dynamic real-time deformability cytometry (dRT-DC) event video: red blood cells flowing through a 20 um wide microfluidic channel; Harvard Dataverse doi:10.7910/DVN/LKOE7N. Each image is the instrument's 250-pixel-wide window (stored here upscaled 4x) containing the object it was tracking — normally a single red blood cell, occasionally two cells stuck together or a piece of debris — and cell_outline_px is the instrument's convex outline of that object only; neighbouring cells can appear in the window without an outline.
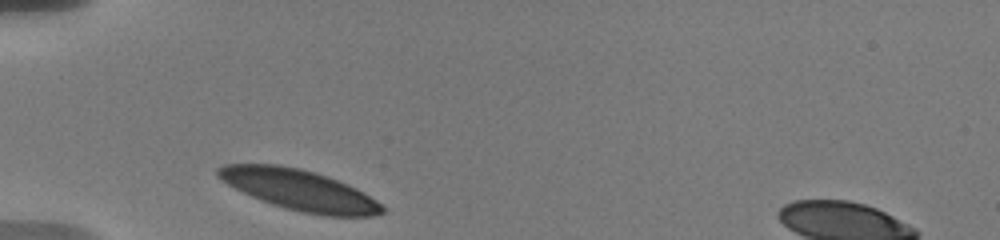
{"species": "human", "species_latin": "Homo sapiens", "temperature_condition": "warm", "stored_images_in_passage": 40, "camera_frame_rate_fps": 3000, "um_per_image_px": 0.085, "donor": {"sex": "male"}, "frame": {"image": 1, "passage_image": 1, "time_ms": 0.0, "image_size_px": [1000, 240], "cell_outline_px": [[384, 212], [372, 216], [324, 216], [304, 212], [272, 204], [260, 200], [228, 184], [216, 176], [216, 168], [224, 164], [280, 164], [300, 168], [328, 176], [348, 184], [356, 188], [376, 200], [384, 208]], "centroid_in_image_um": [25.44, 16.13], "position_along_channel_um": 59.6, "area_um2": 38.67}}
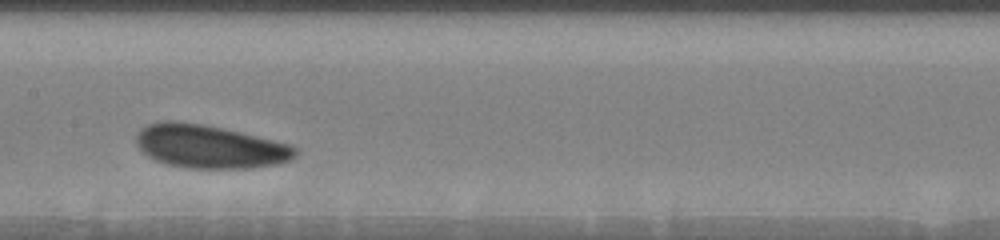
{"frame": {"image": 2, "passage_image": 13, "time_ms": 4.0, "image_size_px": [1000, 240], "cell_outline_px": [[300, 148], [296, 156], [288, 160], [276, 164], [252, 168], [188, 168], [168, 164], [156, 160], [148, 156], [136, 144], [136, 132], [140, 128], [148, 124], [160, 120], [176, 120], [204, 124], [256, 136], [288, 144]], "centroid_in_image_um": [17.79, 12.44], "position_along_channel_um": 189.6, "area_um2": 40.17}}
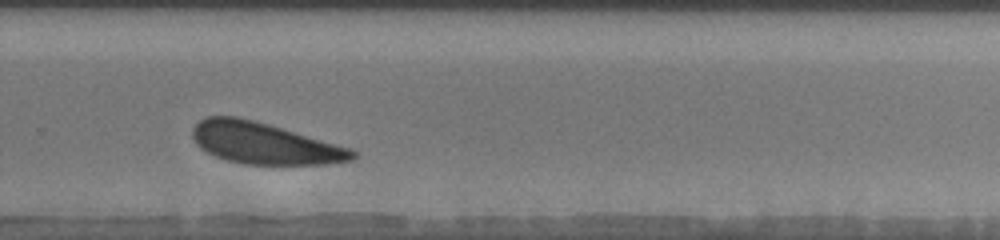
{"frame": {"image": 3, "passage_image": 24, "time_ms": 7.333, "image_size_px": [1000, 240], "cell_outline_px": [[360, 152], [352, 160], [324, 164], [244, 164], [224, 160], [200, 148], [196, 144], [192, 136], [192, 128], [204, 116], [236, 116], [256, 120], [352, 148]], "centroid_in_image_um": [22.47, 12.17], "position_along_channel_um": 307.3, "area_um2": 38.9}, "authors_computed_cell_mechanics": {"area_um2": 39.9398, "velocity_mm_per_s": 3.5452, "shape_relaxation_time_tau1_ms": 1.5285, "shape_relaxation_time_tau2_ms": null, "deformation_change_tau1": 0.0826, "deformation_change_tau2": null}}